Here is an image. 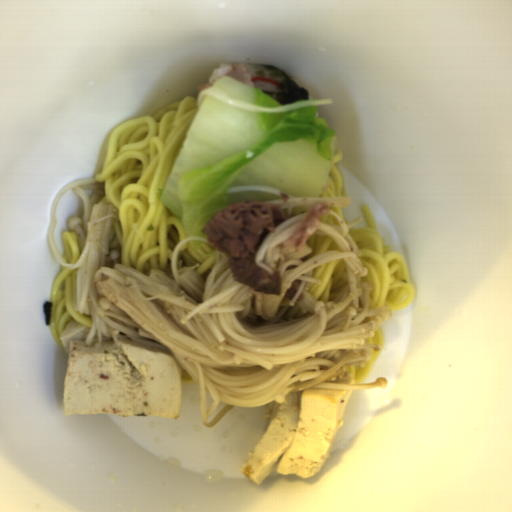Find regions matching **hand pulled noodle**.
<instances>
[{"instance_id":"bf56072c","label":"hand pulled noodle","mask_w":512,"mask_h":512,"mask_svg":"<svg viewBox=\"0 0 512 512\" xmlns=\"http://www.w3.org/2000/svg\"><path fill=\"white\" fill-rule=\"evenodd\" d=\"M311 206H302V207H295L293 210H292V213L291 215H294L295 216H300L302 215L303 213H308V210Z\"/></svg>"},{"instance_id":"be7c8225","label":"hand pulled noodle","mask_w":512,"mask_h":512,"mask_svg":"<svg viewBox=\"0 0 512 512\" xmlns=\"http://www.w3.org/2000/svg\"><path fill=\"white\" fill-rule=\"evenodd\" d=\"M181 373H182V383H196L193 378L187 373L185 372L181 367Z\"/></svg>"},{"instance_id":"8796e031","label":"hand pulled noodle","mask_w":512,"mask_h":512,"mask_svg":"<svg viewBox=\"0 0 512 512\" xmlns=\"http://www.w3.org/2000/svg\"><path fill=\"white\" fill-rule=\"evenodd\" d=\"M219 251L211 247L209 243L190 241L181 246L176 261H182V266L199 264L194 269L197 276L206 280L208 274L213 270L216 255Z\"/></svg>"},{"instance_id":"772679e5","label":"hand pulled noodle","mask_w":512,"mask_h":512,"mask_svg":"<svg viewBox=\"0 0 512 512\" xmlns=\"http://www.w3.org/2000/svg\"><path fill=\"white\" fill-rule=\"evenodd\" d=\"M366 226L349 230L364 268L365 277L360 283H368L370 294L369 310L385 306L392 311L408 307L414 300L415 287L411 284L406 263L401 254L392 252L390 244H384L378 232L376 221L367 205L360 209Z\"/></svg>"},{"instance_id":"3b3798af","label":"hand pulled noodle","mask_w":512,"mask_h":512,"mask_svg":"<svg viewBox=\"0 0 512 512\" xmlns=\"http://www.w3.org/2000/svg\"><path fill=\"white\" fill-rule=\"evenodd\" d=\"M63 246V260L65 264H70L79 259L81 255L80 246L75 234L68 230L63 231L61 236Z\"/></svg>"},{"instance_id":"6cfec5ef","label":"hand pulled noodle","mask_w":512,"mask_h":512,"mask_svg":"<svg viewBox=\"0 0 512 512\" xmlns=\"http://www.w3.org/2000/svg\"><path fill=\"white\" fill-rule=\"evenodd\" d=\"M321 221H323L324 223H328V224L337 226V227L339 225V223L336 220V218L334 216H332L330 213L328 215L322 217Z\"/></svg>"},{"instance_id":"bd1af8b7","label":"hand pulled noodle","mask_w":512,"mask_h":512,"mask_svg":"<svg viewBox=\"0 0 512 512\" xmlns=\"http://www.w3.org/2000/svg\"><path fill=\"white\" fill-rule=\"evenodd\" d=\"M313 278L320 280L309 288V295L317 301L333 300L348 287L346 260L330 259L313 269Z\"/></svg>"},{"instance_id":"b9c0e0aa","label":"hand pulled noodle","mask_w":512,"mask_h":512,"mask_svg":"<svg viewBox=\"0 0 512 512\" xmlns=\"http://www.w3.org/2000/svg\"><path fill=\"white\" fill-rule=\"evenodd\" d=\"M342 208H331L330 212L338 214L339 216H341L345 220V216L343 214Z\"/></svg>"},{"instance_id":"2289bc40","label":"hand pulled noodle","mask_w":512,"mask_h":512,"mask_svg":"<svg viewBox=\"0 0 512 512\" xmlns=\"http://www.w3.org/2000/svg\"><path fill=\"white\" fill-rule=\"evenodd\" d=\"M77 278L75 270L62 268L56 278L50 296L48 328L55 341L65 350L60 336L70 322L84 323L91 329L93 320L77 312L74 301Z\"/></svg>"},{"instance_id":"14784b9a","label":"hand pulled noodle","mask_w":512,"mask_h":512,"mask_svg":"<svg viewBox=\"0 0 512 512\" xmlns=\"http://www.w3.org/2000/svg\"><path fill=\"white\" fill-rule=\"evenodd\" d=\"M197 98L185 96L153 115L122 122L108 137L102 170L93 180L103 190L98 202L118 212L111 245L122 264L143 272L170 269L177 244L189 237L161 196L187 128L198 112Z\"/></svg>"},{"instance_id":"6c469fb5","label":"hand pulled noodle","mask_w":512,"mask_h":512,"mask_svg":"<svg viewBox=\"0 0 512 512\" xmlns=\"http://www.w3.org/2000/svg\"><path fill=\"white\" fill-rule=\"evenodd\" d=\"M368 342L372 345H379L380 351L370 353V362L368 365L364 367L358 366H344L353 376L354 383L362 384L366 379L377 360L379 359L383 349H384V341H383V333L382 326L376 331L372 338H368Z\"/></svg>"},{"instance_id":"7befea95","label":"hand pulled noodle","mask_w":512,"mask_h":512,"mask_svg":"<svg viewBox=\"0 0 512 512\" xmlns=\"http://www.w3.org/2000/svg\"><path fill=\"white\" fill-rule=\"evenodd\" d=\"M305 244L309 247L311 253L310 255H306L301 262L312 258L318 253L327 251H339L341 253L340 247L337 243L327 237L325 233H318L314 231Z\"/></svg>"},{"instance_id":"2babfb4a","label":"hand pulled noodle","mask_w":512,"mask_h":512,"mask_svg":"<svg viewBox=\"0 0 512 512\" xmlns=\"http://www.w3.org/2000/svg\"><path fill=\"white\" fill-rule=\"evenodd\" d=\"M341 158L342 152L340 148L336 146L331 169L325 181L323 189L320 193V197L330 199L337 197H346L344 175L342 173L341 168L337 165Z\"/></svg>"}]
</instances>
